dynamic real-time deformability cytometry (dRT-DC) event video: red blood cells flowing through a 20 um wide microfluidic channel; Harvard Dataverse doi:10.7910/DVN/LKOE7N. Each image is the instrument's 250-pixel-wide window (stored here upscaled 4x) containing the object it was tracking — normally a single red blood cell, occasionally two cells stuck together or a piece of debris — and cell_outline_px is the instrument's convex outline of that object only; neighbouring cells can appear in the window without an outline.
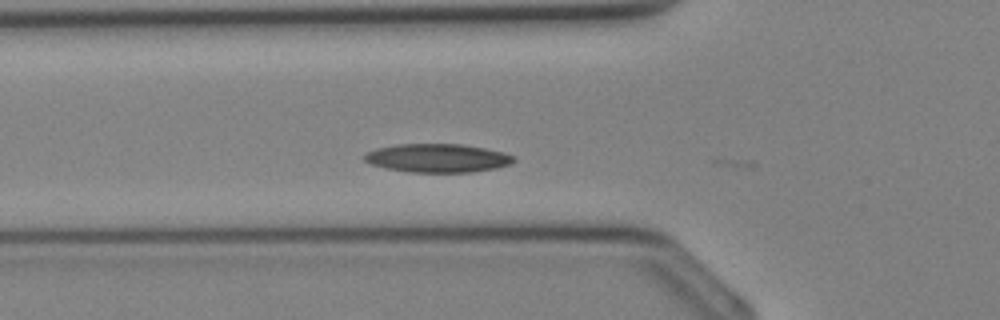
{"species": "Egyptian fruit bat (a non-hibernating species)", "species_latin": "Rousettus aegyptiacus", "temperature_condition": "cold", "stored_images_in_passage": 8, "camera_frame_rate_fps": 3000, "um_per_image_px": 0.085, "animal": {"sex": "female"}, "frame": {"image": 1, "passage_image": 4, "time_ms": 1.0, "image_size_px": [1000, 320], "cell_outline_px": [[516, 160], [512, 164], [496, 168], [472, 172], [408, 172], [384, 168], [372, 164], [364, 160], [364, 156], [368, 152], [376, 148], [396, 144], [460, 144], [484, 148], [504, 152], [516, 156]], "centroid_in_image_um": [37.22, 13.44], "position_along_channel_um": 88.6, "area_um2": 24.97}}
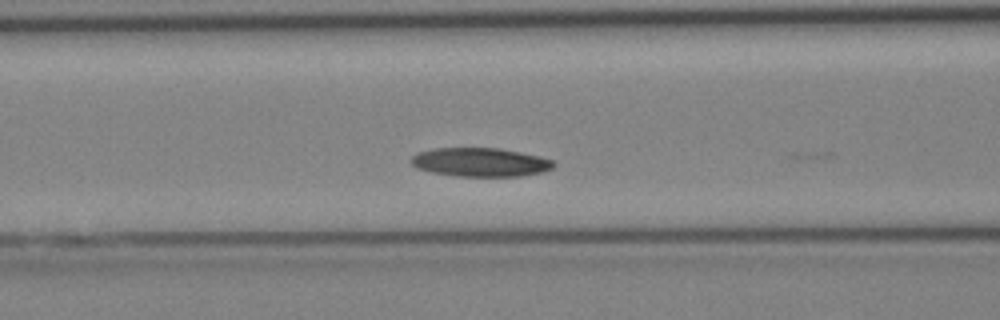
{"frame": {"image": 2, "passage_image": 6, "time_ms": 1.667, "image_size_px": [1000, 320], "cell_outline_px": [[556, 164], [552, 168], [540, 172], [520, 176], [456, 176], [432, 172], [416, 168], [408, 160], [416, 152], [432, 148], [500, 148], [540, 156], [552, 160]], "centroid_in_image_um": [40.78, 13.78], "position_along_channel_um": 125.8, "area_um2": 23.99}}